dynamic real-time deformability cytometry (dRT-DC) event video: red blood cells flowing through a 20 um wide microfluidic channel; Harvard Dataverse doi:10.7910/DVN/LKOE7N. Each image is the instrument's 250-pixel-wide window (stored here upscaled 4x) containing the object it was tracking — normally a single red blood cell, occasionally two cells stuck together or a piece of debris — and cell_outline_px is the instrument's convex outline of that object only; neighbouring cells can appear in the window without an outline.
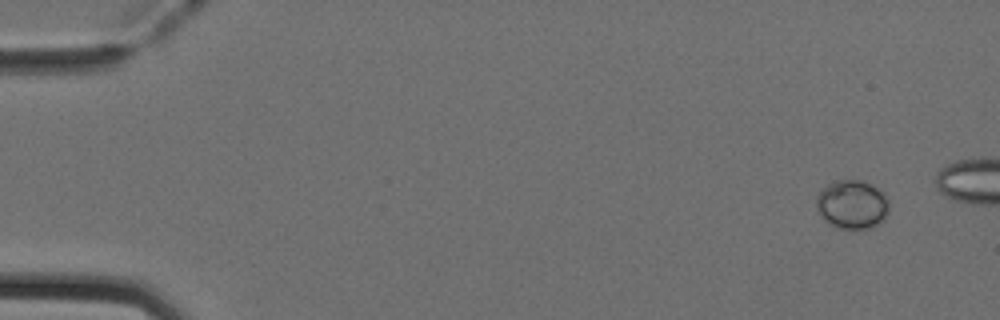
{"species": "Egyptian fruit bat (a non-hibernating species)", "species_latin": "Rousettus aegyptiacus", "temperature_condition": "cold", "stored_images_in_passage": 7, "camera_frame_rate_fps": 3000, "um_per_image_px": 0.085, "animal": {"sex": "female"}, "frame": {"image": 1, "passage_image": 1, "time_ms": 0.0, "image_size_px": [1000, 320], "cell_outline_px": [[888, 212], [884, 220], [872, 228], [832, 228], [820, 216], [816, 208], [816, 196], [828, 184], [836, 180], [864, 180], [876, 188], [888, 200]], "centroid_in_image_um": [72.4, 17.4], "position_along_channel_um": 12.6, "area_um2": 20.75}}